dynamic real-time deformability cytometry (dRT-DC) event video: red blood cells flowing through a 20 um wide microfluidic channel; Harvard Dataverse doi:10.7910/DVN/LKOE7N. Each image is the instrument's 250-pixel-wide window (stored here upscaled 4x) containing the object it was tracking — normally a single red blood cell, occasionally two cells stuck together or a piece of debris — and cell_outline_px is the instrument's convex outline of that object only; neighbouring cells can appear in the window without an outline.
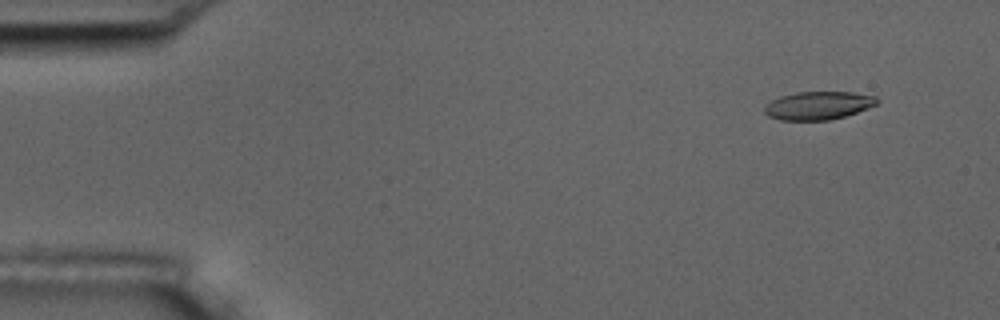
{"species": "common noctule bat (a hibernating species)", "species_latin": "Nyctalus noctula", "temperature_condition": "room temperature", "stored_images_in_passage": 5, "camera_frame_rate_fps": 3000, "um_per_image_px": 0.085, "animal": {"sex": "male", "body_mass_g": 17.5, "forearm_length_mm": 52.3}, "frame": {"image": 1, "passage_image": 1, "time_ms": 0.0, "image_size_px": [1000, 320], "cell_outline_px": [[880, 100], [876, 104], [868, 108], [844, 116], [828, 120], [780, 120], [768, 116], [764, 112], [764, 104], [780, 96], [796, 92], [852, 92], [876, 96]], "centroid_in_image_um": [69.53, 8.96], "position_along_channel_um": 15.5, "area_um2": 18.5}}
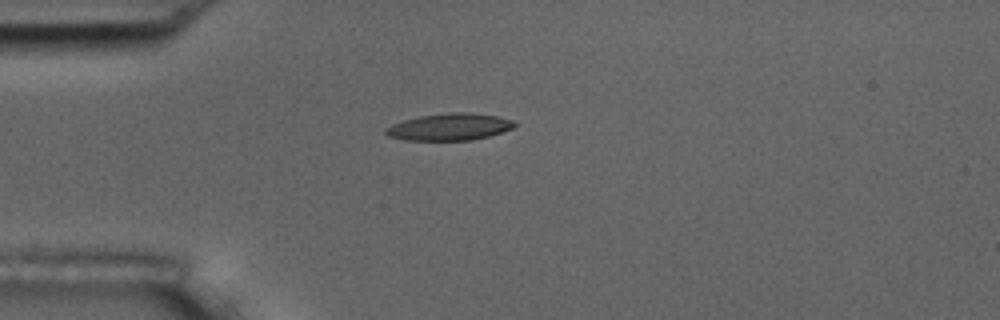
{"frame": {"image": 2, "passage_image": 3, "time_ms": 3.333, "image_size_px": [1000, 320], "cell_outline_px": [[516, 124], [512, 128], [488, 136], [472, 140], [404, 140], [388, 136], [384, 132], [384, 128], [392, 124], [404, 120], [420, 116], [448, 112], [468, 112], [496, 116], [512, 120]], "centroid_in_image_um": [38.16, 10.78], "position_along_channel_um": 46.8, "area_um2": 20.11}}